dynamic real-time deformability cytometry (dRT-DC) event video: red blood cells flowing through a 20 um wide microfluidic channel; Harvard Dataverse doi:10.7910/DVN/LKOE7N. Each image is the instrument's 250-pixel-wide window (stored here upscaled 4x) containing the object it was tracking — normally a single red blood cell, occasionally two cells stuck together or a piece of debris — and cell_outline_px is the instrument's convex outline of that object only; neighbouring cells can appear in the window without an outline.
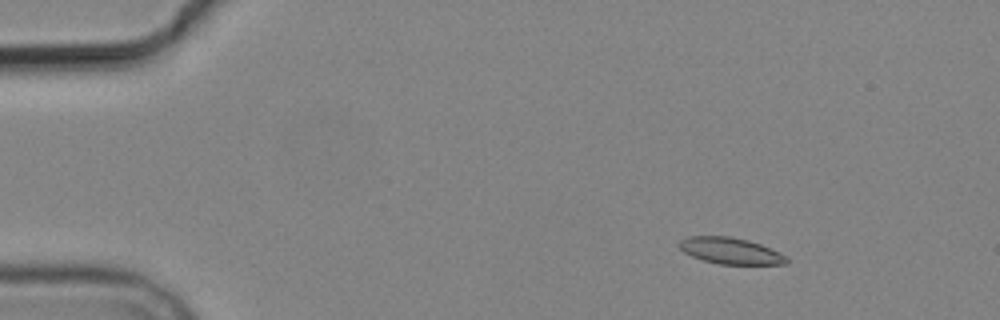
{"species": "common noctule bat (a hibernating species)", "species_latin": "Nyctalus noctula", "temperature_condition": "cold", "stored_images_in_passage": 6, "camera_frame_rate_fps": 3000, "um_per_image_px": 0.085, "animal": {"sex": "male", "body_mass_g": 19.2, "forearm_length_mm": 51.8}, "frame": {"image": 1, "passage_image": 3, "time_ms": 2.333, "image_size_px": [1000, 320], "cell_outline_px": [[788, 264], [720, 264], [704, 260], [692, 256], [684, 252], [676, 244], [680, 240], [688, 236], [728, 236], [748, 240], [760, 244], [780, 252], [788, 256]], "centroid_in_image_um": [62.1, 21.31], "position_along_channel_um": 22.9, "area_um2": 16.53}}
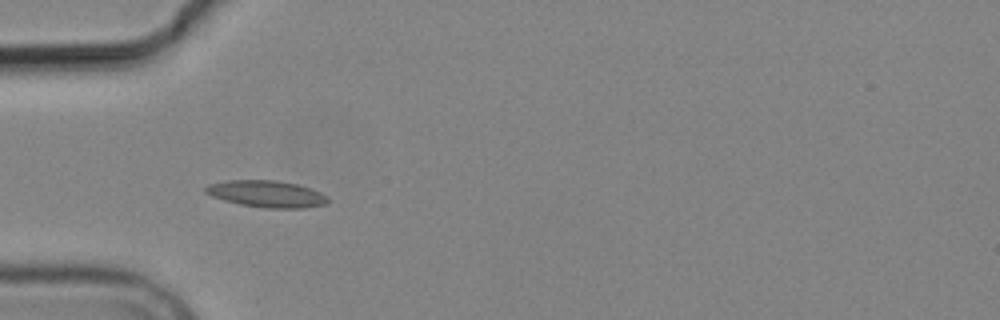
{"frame": {"image": 2, "passage_image": 5, "time_ms": 5.667, "image_size_px": [1000, 320], "cell_outline_px": [[328, 200], [324, 204], [304, 208], [264, 208], [240, 204], [224, 200], [212, 196], [204, 192], [204, 188], [208, 184], [228, 180], [276, 180], [296, 184], [320, 192], [328, 196]], "centroid_in_image_um": [22.63, 16.48], "position_along_channel_um": 62.4, "area_um2": 18.96}}